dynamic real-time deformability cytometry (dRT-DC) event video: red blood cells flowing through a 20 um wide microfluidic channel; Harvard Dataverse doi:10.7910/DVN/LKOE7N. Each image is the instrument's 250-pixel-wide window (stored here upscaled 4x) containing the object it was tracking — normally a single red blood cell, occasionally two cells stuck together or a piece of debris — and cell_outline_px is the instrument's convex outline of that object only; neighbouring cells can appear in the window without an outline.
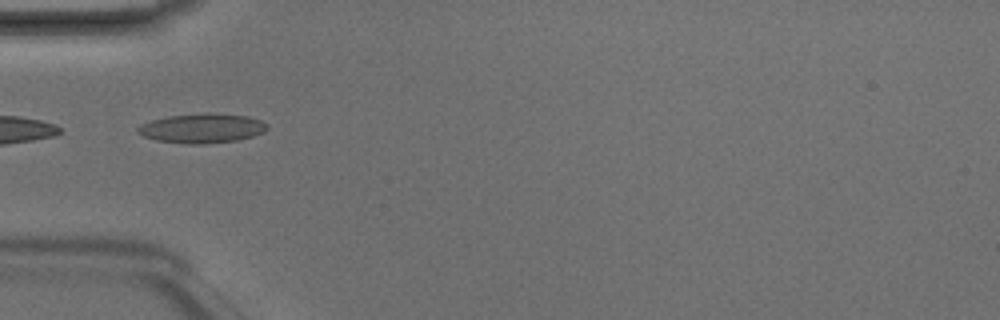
{"species": "Egyptian fruit bat (a non-hibernating species)", "species_latin": "Rousettus aegyptiacus", "temperature_condition": "room temperature", "stored_images_in_passage": 6, "camera_frame_rate_fps": 3000, "um_per_image_px": 0.085, "animal": {"sex": "male"}, "frame": {"image": 1, "passage_image": 5, "time_ms": 1.333, "image_size_px": [1000, 320], "cell_outline_px": [[268, 128], [264, 132], [252, 136], [236, 140], [204, 144], [188, 144], [156, 140], [144, 136], [136, 132], [136, 128], [140, 124], [152, 120], [168, 116], [204, 112], [208, 112], [248, 116], [260, 120], [268, 124]], "centroid_in_image_um": [17.16, 10.89], "position_along_channel_um": 67.8, "area_um2": 22.37}}